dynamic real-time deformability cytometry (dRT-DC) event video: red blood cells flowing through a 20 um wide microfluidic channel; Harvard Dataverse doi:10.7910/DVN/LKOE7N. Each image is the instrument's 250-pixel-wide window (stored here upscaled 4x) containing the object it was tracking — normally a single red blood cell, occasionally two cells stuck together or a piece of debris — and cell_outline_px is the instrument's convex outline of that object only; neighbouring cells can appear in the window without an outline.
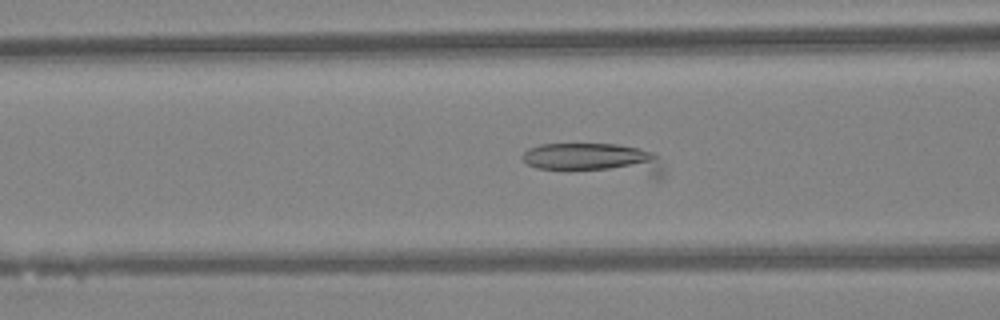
{"species": "Egyptian fruit bat (a non-hibernating species)", "species_latin": "Rousettus aegyptiacus", "temperature_condition": "warm", "stored_images_in_passage": 30, "camera_frame_rate_fps": 3000, "um_per_image_px": 0.085, "animal": {"sex": "female"}, "frame": {"image": 1, "passage_image": 24, "time_ms": 7.667, "image_size_px": [1000, 320], "cell_outline_px": [[664, 176], [660, 180], [656, 180], [564, 172], [536, 168], [528, 164], [520, 156], [528, 148], [540, 144], [616, 144], [640, 148], [652, 152], [656, 156], [664, 168]], "centroid_in_image_um": [50.67, 13.62], "position_along_channel_um": 115.9, "area_um2": 27.92}}